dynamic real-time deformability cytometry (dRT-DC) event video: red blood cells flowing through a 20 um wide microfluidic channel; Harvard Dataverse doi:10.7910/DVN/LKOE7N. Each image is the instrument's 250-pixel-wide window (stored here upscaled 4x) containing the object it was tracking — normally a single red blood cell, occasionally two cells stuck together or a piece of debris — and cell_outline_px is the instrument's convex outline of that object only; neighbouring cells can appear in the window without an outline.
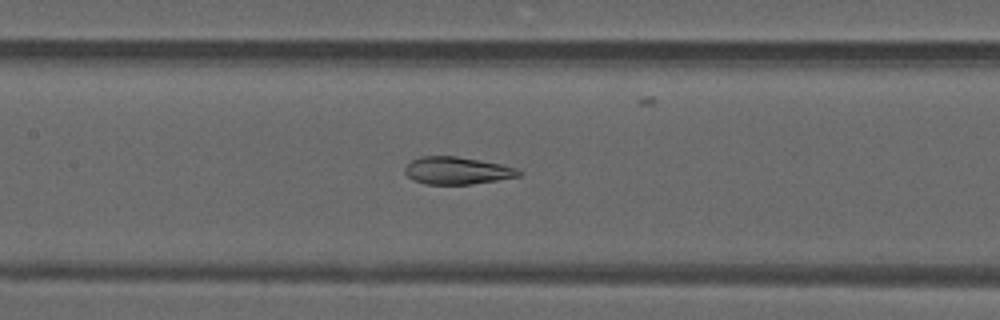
{"species": "common noctule bat (a hibernating species)", "species_latin": "Nyctalus noctula", "temperature_condition": "warm", "stored_images_in_passage": 47, "camera_frame_rate_fps": 3000, "um_per_image_px": 0.085, "animal": {"sex": "male", "forearm_length_mm": 52.5}, "frame": {"image": 1, "passage_image": 21, "time_ms": 6.667, "image_size_px": [1000, 320], "cell_outline_px": [[524, 172], [520, 176], [496, 180], [468, 184], [428, 184], [412, 180], [404, 172], [404, 168], [412, 160], [420, 156], [456, 156], [500, 164], [516, 168]], "centroid_in_image_um": [38.84, 14.5], "position_along_channel_um": 168.6, "area_um2": 18.03}}
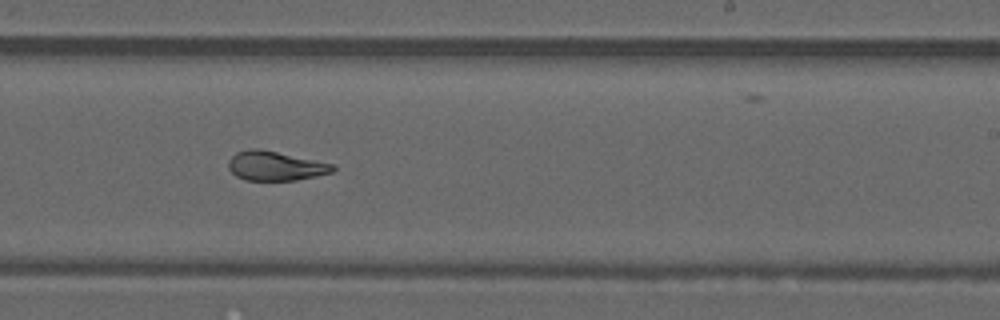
{"frame": {"image": 2, "passage_image": 28, "time_ms": 9.0, "image_size_px": [1000, 320], "cell_outline_px": [[336, 168], [332, 172], [316, 176], [296, 180], [244, 180], [236, 176], [228, 168], [228, 160], [236, 152], [248, 148], [260, 148], [336, 164]], "centroid_in_image_um": [23.41, 14.09], "position_along_channel_um": 265.6, "area_um2": 18.09}}
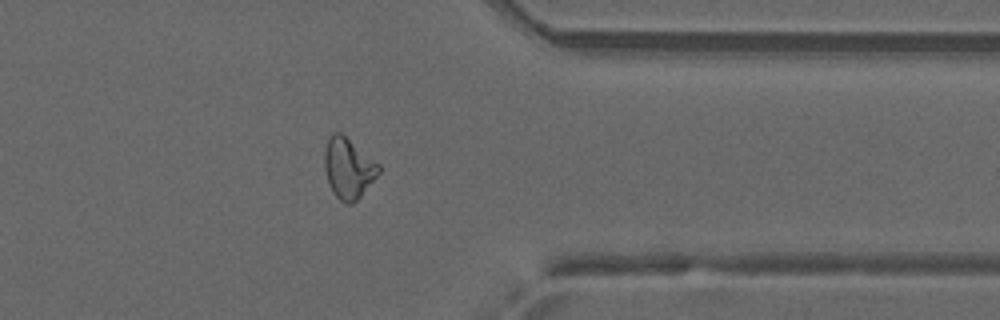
{"frame": {"image": 3, "passage_image": 37, "time_ms": 12.0, "image_size_px": [1000, 320], "cell_outline_px": [[380, 172], [360, 196], [352, 204], [344, 204], [332, 192], [328, 184], [324, 168], [324, 152], [328, 140], [332, 132], [340, 132], [380, 164]], "centroid_in_image_um": [29.59, 14.31], "position_along_channel_um": 381.8, "area_um2": 19.07}, "authors_computed_cell_mechanics": {"area_um2": 20.4034, "velocity_mm_per_s": 4.1805, "shape_relaxation_time_tau1_ms": null, "shape_relaxation_time_tau2_ms": 1.0779, "deformation_change_tau1": null, "deformation_change_tau2": 0.0521}}